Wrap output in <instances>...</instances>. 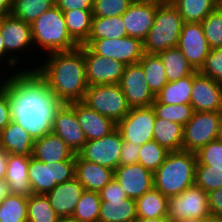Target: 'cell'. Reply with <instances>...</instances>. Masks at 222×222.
<instances>
[{
	"instance_id": "6da1fadb",
	"label": "cell",
	"mask_w": 222,
	"mask_h": 222,
	"mask_svg": "<svg viewBox=\"0 0 222 222\" xmlns=\"http://www.w3.org/2000/svg\"><path fill=\"white\" fill-rule=\"evenodd\" d=\"M5 92L11 121L26 129L35 140L52 133L55 113L63 103L36 70L12 72Z\"/></svg>"
},
{
	"instance_id": "7a4b0ae2",
	"label": "cell",
	"mask_w": 222,
	"mask_h": 222,
	"mask_svg": "<svg viewBox=\"0 0 222 222\" xmlns=\"http://www.w3.org/2000/svg\"><path fill=\"white\" fill-rule=\"evenodd\" d=\"M47 56L43 64L30 69L38 72L63 104L82 101L88 89L83 45Z\"/></svg>"
},
{
	"instance_id": "3957f363",
	"label": "cell",
	"mask_w": 222,
	"mask_h": 222,
	"mask_svg": "<svg viewBox=\"0 0 222 222\" xmlns=\"http://www.w3.org/2000/svg\"><path fill=\"white\" fill-rule=\"evenodd\" d=\"M197 159L193 152H169L153 173L154 188L167 198L176 196L195 184Z\"/></svg>"
},
{
	"instance_id": "277c9868",
	"label": "cell",
	"mask_w": 222,
	"mask_h": 222,
	"mask_svg": "<svg viewBox=\"0 0 222 222\" xmlns=\"http://www.w3.org/2000/svg\"><path fill=\"white\" fill-rule=\"evenodd\" d=\"M34 46L47 54L75 49L79 45L69 35L63 12L54 5L32 24Z\"/></svg>"
},
{
	"instance_id": "5b68a950",
	"label": "cell",
	"mask_w": 222,
	"mask_h": 222,
	"mask_svg": "<svg viewBox=\"0 0 222 222\" xmlns=\"http://www.w3.org/2000/svg\"><path fill=\"white\" fill-rule=\"evenodd\" d=\"M183 23L182 17L171 2L161 3L157 7L153 26L143 41L144 53L158 54L177 47Z\"/></svg>"
},
{
	"instance_id": "8992f818",
	"label": "cell",
	"mask_w": 222,
	"mask_h": 222,
	"mask_svg": "<svg viewBox=\"0 0 222 222\" xmlns=\"http://www.w3.org/2000/svg\"><path fill=\"white\" fill-rule=\"evenodd\" d=\"M75 177V159L59 162H41L29 159L28 178L33 194L49 193L57 184Z\"/></svg>"
},
{
	"instance_id": "52a82bcc",
	"label": "cell",
	"mask_w": 222,
	"mask_h": 222,
	"mask_svg": "<svg viewBox=\"0 0 222 222\" xmlns=\"http://www.w3.org/2000/svg\"><path fill=\"white\" fill-rule=\"evenodd\" d=\"M82 102L99 114L112 119L116 124L131 108L119 84L88 86Z\"/></svg>"
},
{
	"instance_id": "ba28073f",
	"label": "cell",
	"mask_w": 222,
	"mask_h": 222,
	"mask_svg": "<svg viewBox=\"0 0 222 222\" xmlns=\"http://www.w3.org/2000/svg\"><path fill=\"white\" fill-rule=\"evenodd\" d=\"M222 112L194 111L192 118L184 125V151L196 153L209 142L219 137Z\"/></svg>"
},
{
	"instance_id": "9c48e42d",
	"label": "cell",
	"mask_w": 222,
	"mask_h": 222,
	"mask_svg": "<svg viewBox=\"0 0 222 222\" xmlns=\"http://www.w3.org/2000/svg\"><path fill=\"white\" fill-rule=\"evenodd\" d=\"M83 45L89 46L96 54L118 60L127 65L139 63L144 49L143 41L130 36L116 39H88Z\"/></svg>"
},
{
	"instance_id": "30bf717a",
	"label": "cell",
	"mask_w": 222,
	"mask_h": 222,
	"mask_svg": "<svg viewBox=\"0 0 222 222\" xmlns=\"http://www.w3.org/2000/svg\"><path fill=\"white\" fill-rule=\"evenodd\" d=\"M168 220L212 217L208 206V193L196 184L182 193L168 198Z\"/></svg>"
},
{
	"instance_id": "8fae6325",
	"label": "cell",
	"mask_w": 222,
	"mask_h": 222,
	"mask_svg": "<svg viewBox=\"0 0 222 222\" xmlns=\"http://www.w3.org/2000/svg\"><path fill=\"white\" fill-rule=\"evenodd\" d=\"M156 119L152 106L133 107L129 113L117 123L123 140L139 146L153 140V129Z\"/></svg>"
},
{
	"instance_id": "7c38bea8",
	"label": "cell",
	"mask_w": 222,
	"mask_h": 222,
	"mask_svg": "<svg viewBox=\"0 0 222 222\" xmlns=\"http://www.w3.org/2000/svg\"><path fill=\"white\" fill-rule=\"evenodd\" d=\"M123 138L116 128L109 135L87 141L77 153L82 159L115 170L120 165Z\"/></svg>"
},
{
	"instance_id": "4fadbf2b",
	"label": "cell",
	"mask_w": 222,
	"mask_h": 222,
	"mask_svg": "<svg viewBox=\"0 0 222 222\" xmlns=\"http://www.w3.org/2000/svg\"><path fill=\"white\" fill-rule=\"evenodd\" d=\"M86 78L88 86L118 84L126 65L96 54L89 46L83 45Z\"/></svg>"
},
{
	"instance_id": "5bb4252c",
	"label": "cell",
	"mask_w": 222,
	"mask_h": 222,
	"mask_svg": "<svg viewBox=\"0 0 222 222\" xmlns=\"http://www.w3.org/2000/svg\"><path fill=\"white\" fill-rule=\"evenodd\" d=\"M177 48L182 51L192 68L200 71L211 50L200 22L183 23Z\"/></svg>"
},
{
	"instance_id": "9a60e30c",
	"label": "cell",
	"mask_w": 222,
	"mask_h": 222,
	"mask_svg": "<svg viewBox=\"0 0 222 222\" xmlns=\"http://www.w3.org/2000/svg\"><path fill=\"white\" fill-rule=\"evenodd\" d=\"M118 84L131 108L152 106L155 95L145 80L144 69L140 63L127 65Z\"/></svg>"
},
{
	"instance_id": "2e32d148",
	"label": "cell",
	"mask_w": 222,
	"mask_h": 222,
	"mask_svg": "<svg viewBox=\"0 0 222 222\" xmlns=\"http://www.w3.org/2000/svg\"><path fill=\"white\" fill-rule=\"evenodd\" d=\"M0 31L3 38L5 51L18 64L20 58L16 57V52L33 50V38L31 24L18 19L11 14L0 18ZM26 49V50H25ZM15 54V55H14ZM19 58V59H18Z\"/></svg>"
},
{
	"instance_id": "e0dca14e",
	"label": "cell",
	"mask_w": 222,
	"mask_h": 222,
	"mask_svg": "<svg viewBox=\"0 0 222 222\" xmlns=\"http://www.w3.org/2000/svg\"><path fill=\"white\" fill-rule=\"evenodd\" d=\"M160 4L152 0H134L122 15L127 36L144 41L153 26Z\"/></svg>"
},
{
	"instance_id": "ac0fdd59",
	"label": "cell",
	"mask_w": 222,
	"mask_h": 222,
	"mask_svg": "<svg viewBox=\"0 0 222 222\" xmlns=\"http://www.w3.org/2000/svg\"><path fill=\"white\" fill-rule=\"evenodd\" d=\"M190 104L194 111L222 112V83L195 70Z\"/></svg>"
},
{
	"instance_id": "d6986e66",
	"label": "cell",
	"mask_w": 222,
	"mask_h": 222,
	"mask_svg": "<svg viewBox=\"0 0 222 222\" xmlns=\"http://www.w3.org/2000/svg\"><path fill=\"white\" fill-rule=\"evenodd\" d=\"M114 179L124 189L128 198L133 200L154 188L153 172L140 163L119 165L114 170Z\"/></svg>"
},
{
	"instance_id": "ffe728a7",
	"label": "cell",
	"mask_w": 222,
	"mask_h": 222,
	"mask_svg": "<svg viewBox=\"0 0 222 222\" xmlns=\"http://www.w3.org/2000/svg\"><path fill=\"white\" fill-rule=\"evenodd\" d=\"M52 133L59 136L77 154L87 142L79 124L75 109L70 104H62L56 111Z\"/></svg>"
},
{
	"instance_id": "44dd1931",
	"label": "cell",
	"mask_w": 222,
	"mask_h": 222,
	"mask_svg": "<svg viewBox=\"0 0 222 222\" xmlns=\"http://www.w3.org/2000/svg\"><path fill=\"white\" fill-rule=\"evenodd\" d=\"M70 105L75 109L87 141L103 138L117 128V124L112 119L99 114L82 101L72 102Z\"/></svg>"
},
{
	"instance_id": "7402d4cb",
	"label": "cell",
	"mask_w": 222,
	"mask_h": 222,
	"mask_svg": "<svg viewBox=\"0 0 222 222\" xmlns=\"http://www.w3.org/2000/svg\"><path fill=\"white\" fill-rule=\"evenodd\" d=\"M84 191L83 185L74 177L69 181L57 184L46 195L59 216H72Z\"/></svg>"
},
{
	"instance_id": "603a6c76",
	"label": "cell",
	"mask_w": 222,
	"mask_h": 222,
	"mask_svg": "<svg viewBox=\"0 0 222 222\" xmlns=\"http://www.w3.org/2000/svg\"><path fill=\"white\" fill-rule=\"evenodd\" d=\"M75 177L85 190L99 192L114 178V170L84 160L76 154Z\"/></svg>"
},
{
	"instance_id": "cb8c5ba5",
	"label": "cell",
	"mask_w": 222,
	"mask_h": 222,
	"mask_svg": "<svg viewBox=\"0 0 222 222\" xmlns=\"http://www.w3.org/2000/svg\"><path fill=\"white\" fill-rule=\"evenodd\" d=\"M31 156L8 154L5 182L10 194L29 197L33 194L29 178L28 167Z\"/></svg>"
},
{
	"instance_id": "d4e9b609",
	"label": "cell",
	"mask_w": 222,
	"mask_h": 222,
	"mask_svg": "<svg viewBox=\"0 0 222 222\" xmlns=\"http://www.w3.org/2000/svg\"><path fill=\"white\" fill-rule=\"evenodd\" d=\"M32 157L48 163L76 159V154L59 136L49 133L35 140Z\"/></svg>"
},
{
	"instance_id": "484cf974",
	"label": "cell",
	"mask_w": 222,
	"mask_h": 222,
	"mask_svg": "<svg viewBox=\"0 0 222 222\" xmlns=\"http://www.w3.org/2000/svg\"><path fill=\"white\" fill-rule=\"evenodd\" d=\"M34 142L29 132L13 121L0 132V148L8 154L32 156Z\"/></svg>"
},
{
	"instance_id": "4316f807",
	"label": "cell",
	"mask_w": 222,
	"mask_h": 222,
	"mask_svg": "<svg viewBox=\"0 0 222 222\" xmlns=\"http://www.w3.org/2000/svg\"><path fill=\"white\" fill-rule=\"evenodd\" d=\"M136 202L130 198H101L98 222H135Z\"/></svg>"
},
{
	"instance_id": "83f0119b",
	"label": "cell",
	"mask_w": 222,
	"mask_h": 222,
	"mask_svg": "<svg viewBox=\"0 0 222 222\" xmlns=\"http://www.w3.org/2000/svg\"><path fill=\"white\" fill-rule=\"evenodd\" d=\"M183 128L184 126L156 117L153 129V140L168 151H180L183 149Z\"/></svg>"
},
{
	"instance_id": "f1b7e54d",
	"label": "cell",
	"mask_w": 222,
	"mask_h": 222,
	"mask_svg": "<svg viewBox=\"0 0 222 222\" xmlns=\"http://www.w3.org/2000/svg\"><path fill=\"white\" fill-rule=\"evenodd\" d=\"M62 12L69 35L78 45H83L88 40L91 32L92 10H68Z\"/></svg>"
},
{
	"instance_id": "f546056e",
	"label": "cell",
	"mask_w": 222,
	"mask_h": 222,
	"mask_svg": "<svg viewBox=\"0 0 222 222\" xmlns=\"http://www.w3.org/2000/svg\"><path fill=\"white\" fill-rule=\"evenodd\" d=\"M193 85V73L177 81L167 82L162 90L155 95L161 104H189Z\"/></svg>"
},
{
	"instance_id": "4dcf8cb0",
	"label": "cell",
	"mask_w": 222,
	"mask_h": 222,
	"mask_svg": "<svg viewBox=\"0 0 222 222\" xmlns=\"http://www.w3.org/2000/svg\"><path fill=\"white\" fill-rule=\"evenodd\" d=\"M184 22H202L220 4L218 0H171Z\"/></svg>"
},
{
	"instance_id": "1f68e13d",
	"label": "cell",
	"mask_w": 222,
	"mask_h": 222,
	"mask_svg": "<svg viewBox=\"0 0 222 222\" xmlns=\"http://www.w3.org/2000/svg\"><path fill=\"white\" fill-rule=\"evenodd\" d=\"M157 55L165 67L168 82L177 81L191 75L195 71L188 63L182 51L177 47L169 48Z\"/></svg>"
},
{
	"instance_id": "d6a6232c",
	"label": "cell",
	"mask_w": 222,
	"mask_h": 222,
	"mask_svg": "<svg viewBox=\"0 0 222 222\" xmlns=\"http://www.w3.org/2000/svg\"><path fill=\"white\" fill-rule=\"evenodd\" d=\"M137 218L168 217V198L153 188L135 200Z\"/></svg>"
},
{
	"instance_id": "836d02e7",
	"label": "cell",
	"mask_w": 222,
	"mask_h": 222,
	"mask_svg": "<svg viewBox=\"0 0 222 222\" xmlns=\"http://www.w3.org/2000/svg\"><path fill=\"white\" fill-rule=\"evenodd\" d=\"M145 73V80L154 95L167 84L165 67L157 54L144 53L139 61Z\"/></svg>"
},
{
	"instance_id": "e575fe53",
	"label": "cell",
	"mask_w": 222,
	"mask_h": 222,
	"mask_svg": "<svg viewBox=\"0 0 222 222\" xmlns=\"http://www.w3.org/2000/svg\"><path fill=\"white\" fill-rule=\"evenodd\" d=\"M127 36L122 15L114 17H92L88 39H116Z\"/></svg>"
},
{
	"instance_id": "d590c367",
	"label": "cell",
	"mask_w": 222,
	"mask_h": 222,
	"mask_svg": "<svg viewBox=\"0 0 222 222\" xmlns=\"http://www.w3.org/2000/svg\"><path fill=\"white\" fill-rule=\"evenodd\" d=\"M59 217L47 195L31 194L27 198V222H57Z\"/></svg>"
},
{
	"instance_id": "8d00e7d4",
	"label": "cell",
	"mask_w": 222,
	"mask_h": 222,
	"mask_svg": "<svg viewBox=\"0 0 222 222\" xmlns=\"http://www.w3.org/2000/svg\"><path fill=\"white\" fill-rule=\"evenodd\" d=\"M53 6L52 0H12L11 15L32 24Z\"/></svg>"
},
{
	"instance_id": "74e56055",
	"label": "cell",
	"mask_w": 222,
	"mask_h": 222,
	"mask_svg": "<svg viewBox=\"0 0 222 222\" xmlns=\"http://www.w3.org/2000/svg\"><path fill=\"white\" fill-rule=\"evenodd\" d=\"M0 222H27V197L6 196L0 202Z\"/></svg>"
},
{
	"instance_id": "f35d334b",
	"label": "cell",
	"mask_w": 222,
	"mask_h": 222,
	"mask_svg": "<svg viewBox=\"0 0 222 222\" xmlns=\"http://www.w3.org/2000/svg\"><path fill=\"white\" fill-rule=\"evenodd\" d=\"M100 206L101 198L99 192L85 190L72 216L80 222H98Z\"/></svg>"
},
{
	"instance_id": "ab89813d",
	"label": "cell",
	"mask_w": 222,
	"mask_h": 222,
	"mask_svg": "<svg viewBox=\"0 0 222 222\" xmlns=\"http://www.w3.org/2000/svg\"><path fill=\"white\" fill-rule=\"evenodd\" d=\"M156 117L168 119L184 126L194 113L192 105L189 104H161L156 99L152 103Z\"/></svg>"
},
{
	"instance_id": "60d3db41",
	"label": "cell",
	"mask_w": 222,
	"mask_h": 222,
	"mask_svg": "<svg viewBox=\"0 0 222 222\" xmlns=\"http://www.w3.org/2000/svg\"><path fill=\"white\" fill-rule=\"evenodd\" d=\"M169 152L170 151L160 146L155 140L148 141L140 146L138 163L154 173L165 161Z\"/></svg>"
},
{
	"instance_id": "b9f144b4",
	"label": "cell",
	"mask_w": 222,
	"mask_h": 222,
	"mask_svg": "<svg viewBox=\"0 0 222 222\" xmlns=\"http://www.w3.org/2000/svg\"><path fill=\"white\" fill-rule=\"evenodd\" d=\"M201 24L209 47H222V6L219 5Z\"/></svg>"
},
{
	"instance_id": "7bdbcfd3",
	"label": "cell",
	"mask_w": 222,
	"mask_h": 222,
	"mask_svg": "<svg viewBox=\"0 0 222 222\" xmlns=\"http://www.w3.org/2000/svg\"><path fill=\"white\" fill-rule=\"evenodd\" d=\"M196 165H210V169L222 170V141L209 142L196 153Z\"/></svg>"
},
{
	"instance_id": "ee69618b",
	"label": "cell",
	"mask_w": 222,
	"mask_h": 222,
	"mask_svg": "<svg viewBox=\"0 0 222 222\" xmlns=\"http://www.w3.org/2000/svg\"><path fill=\"white\" fill-rule=\"evenodd\" d=\"M195 184L206 193L222 187V170L210 169V165H196Z\"/></svg>"
},
{
	"instance_id": "f6af8a7d",
	"label": "cell",
	"mask_w": 222,
	"mask_h": 222,
	"mask_svg": "<svg viewBox=\"0 0 222 222\" xmlns=\"http://www.w3.org/2000/svg\"><path fill=\"white\" fill-rule=\"evenodd\" d=\"M134 0H94L93 16L114 17L123 15Z\"/></svg>"
},
{
	"instance_id": "bcb514c9",
	"label": "cell",
	"mask_w": 222,
	"mask_h": 222,
	"mask_svg": "<svg viewBox=\"0 0 222 222\" xmlns=\"http://www.w3.org/2000/svg\"><path fill=\"white\" fill-rule=\"evenodd\" d=\"M200 72L203 75L222 83V47L210 50Z\"/></svg>"
},
{
	"instance_id": "7dc6e473",
	"label": "cell",
	"mask_w": 222,
	"mask_h": 222,
	"mask_svg": "<svg viewBox=\"0 0 222 222\" xmlns=\"http://www.w3.org/2000/svg\"><path fill=\"white\" fill-rule=\"evenodd\" d=\"M139 151V145L123 140L120 165H131L138 163Z\"/></svg>"
},
{
	"instance_id": "c3c4849f",
	"label": "cell",
	"mask_w": 222,
	"mask_h": 222,
	"mask_svg": "<svg viewBox=\"0 0 222 222\" xmlns=\"http://www.w3.org/2000/svg\"><path fill=\"white\" fill-rule=\"evenodd\" d=\"M208 206L212 218L222 222V187L208 193Z\"/></svg>"
},
{
	"instance_id": "681fc988",
	"label": "cell",
	"mask_w": 222,
	"mask_h": 222,
	"mask_svg": "<svg viewBox=\"0 0 222 222\" xmlns=\"http://www.w3.org/2000/svg\"><path fill=\"white\" fill-rule=\"evenodd\" d=\"M94 0H61L56 6L61 11L93 10Z\"/></svg>"
},
{
	"instance_id": "f907efd6",
	"label": "cell",
	"mask_w": 222,
	"mask_h": 222,
	"mask_svg": "<svg viewBox=\"0 0 222 222\" xmlns=\"http://www.w3.org/2000/svg\"><path fill=\"white\" fill-rule=\"evenodd\" d=\"M100 198H128L121 185L113 178L102 190Z\"/></svg>"
},
{
	"instance_id": "816d5d0a",
	"label": "cell",
	"mask_w": 222,
	"mask_h": 222,
	"mask_svg": "<svg viewBox=\"0 0 222 222\" xmlns=\"http://www.w3.org/2000/svg\"><path fill=\"white\" fill-rule=\"evenodd\" d=\"M11 122L10 106L6 92L0 95V132Z\"/></svg>"
},
{
	"instance_id": "f5cc1de1",
	"label": "cell",
	"mask_w": 222,
	"mask_h": 222,
	"mask_svg": "<svg viewBox=\"0 0 222 222\" xmlns=\"http://www.w3.org/2000/svg\"><path fill=\"white\" fill-rule=\"evenodd\" d=\"M7 56H8V59H7ZM3 59V60H2ZM6 61H5V60ZM0 62H7V66L9 67L8 70L10 68H15L17 63L10 57V55H8L5 51V47H4V43H3V38H2V35H1V31H0ZM1 65V64H0ZM12 66V67H11Z\"/></svg>"
},
{
	"instance_id": "db71d44e",
	"label": "cell",
	"mask_w": 222,
	"mask_h": 222,
	"mask_svg": "<svg viewBox=\"0 0 222 222\" xmlns=\"http://www.w3.org/2000/svg\"><path fill=\"white\" fill-rule=\"evenodd\" d=\"M8 153L0 148V181L5 180Z\"/></svg>"
},
{
	"instance_id": "11a10c76",
	"label": "cell",
	"mask_w": 222,
	"mask_h": 222,
	"mask_svg": "<svg viewBox=\"0 0 222 222\" xmlns=\"http://www.w3.org/2000/svg\"><path fill=\"white\" fill-rule=\"evenodd\" d=\"M12 0H0V18L11 14Z\"/></svg>"
},
{
	"instance_id": "9f6ffc18",
	"label": "cell",
	"mask_w": 222,
	"mask_h": 222,
	"mask_svg": "<svg viewBox=\"0 0 222 222\" xmlns=\"http://www.w3.org/2000/svg\"><path fill=\"white\" fill-rule=\"evenodd\" d=\"M170 222H217V221L212 217H201V218L191 217V218L173 220Z\"/></svg>"
},
{
	"instance_id": "6f0895ef",
	"label": "cell",
	"mask_w": 222,
	"mask_h": 222,
	"mask_svg": "<svg viewBox=\"0 0 222 222\" xmlns=\"http://www.w3.org/2000/svg\"><path fill=\"white\" fill-rule=\"evenodd\" d=\"M10 194L9 187L4 180L0 181V202Z\"/></svg>"
},
{
	"instance_id": "680465c9",
	"label": "cell",
	"mask_w": 222,
	"mask_h": 222,
	"mask_svg": "<svg viewBox=\"0 0 222 222\" xmlns=\"http://www.w3.org/2000/svg\"><path fill=\"white\" fill-rule=\"evenodd\" d=\"M135 222H169L168 217L137 218Z\"/></svg>"
},
{
	"instance_id": "91938a15",
	"label": "cell",
	"mask_w": 222,
	"mask_h": 222,
	"mask_svg": "<svg viewBox=\"0 0 222 222\" xmlns=\"http://www.w3.org/2000/svg\"><path fill=\"white\" fill-rule=\"evenodd\" d=\"M0 68H1V66H0ZM1 71L2 70H0V82H1L0 83V95L5 92L8 82H9V79H10V76L7 78L6 74H5V78L2 79L1 77H2L3 73H1Z\"/></svg>"
},
{
	"instance_id": "94428289",
	"label": "cell",
	"mask_w": 222,
	"mask_h": 222,
	"mask_svg": "<svg viewBox=\"0 0 222 222\" xmlns=\"http://www.w3.org/2000/svg\"><path fill=\"white\" fill-rule=\"evenodd\" d=\"M57 222H80V221L73 216H60Z\"/></svg>"
},
{
	"instance_id": "6125c7cd",
	"label": "cell",
	"mask_w": 222,
	"mask_h": 222,
	"mask_svg": "<svg viewBox=\"0 0 222 222\" xmlns=\"http://www.w3.org/2000/svg\"><path fill=\"white\" fill-rule=\"evenodd\" d=\"M218 139L222 141V116H221V120H220V129H219Z\"/></svg>"
},
{
	"instance_id": "be15d7a7",
	"label": "cell",
	"mask_w": 222,
	"mask_h": 222,
	"mask_svg": "<svg viewBox=\"0 0 222 222\" xmlns=\"http://www.w3.org/2000/svg\"><path fill=\"white\" fill-rule=\"evenodd\" d=\"M152 1H157V2H160V3H168V2H171V0H152Z\"/></svg>"
},
{
	"instance_id": "e7e4bbea",
	"label": "cell",
	"mask_w": 222,
	"mask_h": 222,
	"mask_svg": "<svg viewBox=\"0 0 222 222\" xmlns=\"http://www.w3.org/2000/svg\"><path fill=\"white\" fill-rule=\"evenodd\" d=\"M54 5H57L61 0H52Z\"/></svg>"
}]
</instances>
